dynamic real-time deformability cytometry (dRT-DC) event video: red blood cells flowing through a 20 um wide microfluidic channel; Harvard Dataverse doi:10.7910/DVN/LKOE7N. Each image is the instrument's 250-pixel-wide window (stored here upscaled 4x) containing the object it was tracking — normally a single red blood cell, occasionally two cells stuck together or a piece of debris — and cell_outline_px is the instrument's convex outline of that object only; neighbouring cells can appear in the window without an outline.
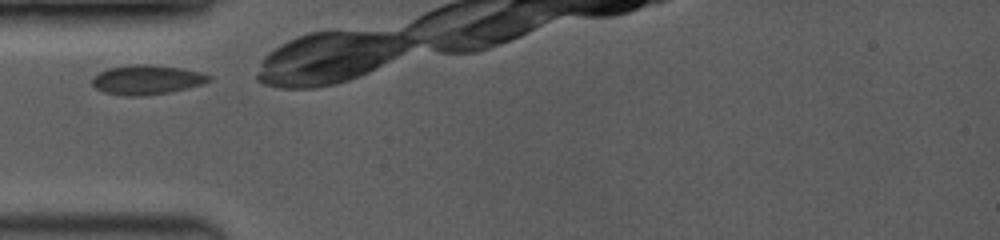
{"species": "common noctule bat (a hibernating species)", "species_latin": "Nyctalus noctula", "temperature_condition": "room temperature", "stored_images_in_passage": 19, "camera_frame_rate_fps": 3500, "um_per_image_px": 0.085, "animal": {"sex": "female", "body_mass_g": 19.0, "forearm_length_mm": 53.3}, "frame": {"image": 1, "passage_image": 1, "time_ms": 0.0, "image_size_px": [1000, 240], "cell_outline_px": [[212, 80], [204, 84], [168, 92], [144, 96], [124, 96], [104, 92], [96, 88], [92, 84], [92, 76], [108, 68], [136, 64], [148, 64], [180, 68], [200, 72], [212, 76]], "centroid_in_image_um": [12.48, 6.78], "position_along_channel_um": 72.5, "area_um2": 20.06}}